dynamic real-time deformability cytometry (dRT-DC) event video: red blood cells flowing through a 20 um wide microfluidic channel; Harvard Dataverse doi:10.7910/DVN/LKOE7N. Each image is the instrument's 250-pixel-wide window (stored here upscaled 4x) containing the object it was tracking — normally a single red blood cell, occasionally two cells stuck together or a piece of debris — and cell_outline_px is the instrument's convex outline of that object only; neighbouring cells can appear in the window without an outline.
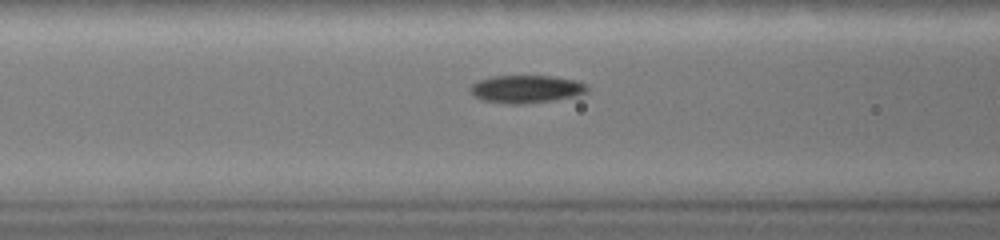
{"species": "common noctule bat (a hibernating species)", "species_latin": "Nyctalus noctula", "temperature_condition": "warm", "stored_images_in_passage": 18, "segment_of_instrument_passage": [2, 2], "camera_frame_rate_fps": 3000, "um_per_image_px": 0.085, "animal": {"sex": "female", "body_mass_g": 19.0, "forearm_length_mm": 51.5}, "frame": {"image": 1, "passage_image": 16, "time_ms": 5.0, "image_size_px": [1000, 240], "cell_outline_px": [[108, 220], [100, 224], [56, 224], [12, 200], [72, 200]], "centroid_in_image_um": [5.34, 18.0], "position_along_channel_um": 161.3, "area_um2": 10.12}}